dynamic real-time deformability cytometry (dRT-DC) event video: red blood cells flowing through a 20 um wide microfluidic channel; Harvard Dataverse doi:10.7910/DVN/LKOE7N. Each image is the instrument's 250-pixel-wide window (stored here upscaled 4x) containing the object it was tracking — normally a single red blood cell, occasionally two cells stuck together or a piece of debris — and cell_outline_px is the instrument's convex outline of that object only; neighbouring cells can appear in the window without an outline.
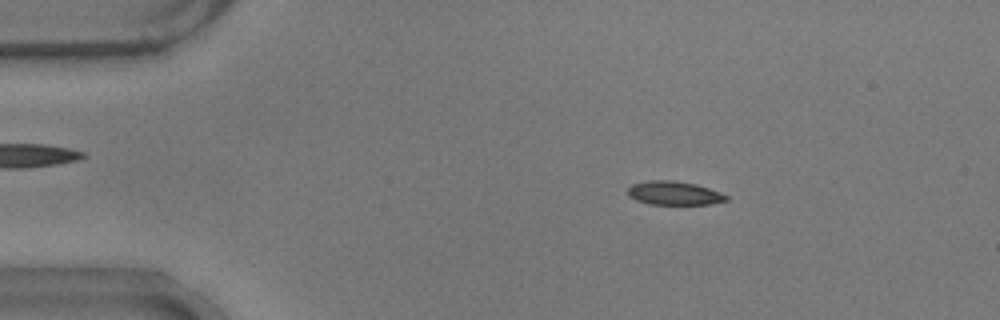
{"species": "common noctule bat (a hibernating species)", "species_latin": "Nyctalus noctula", "temperature_condition": "warm", "stored_images_in_passage": 54, "camera_frame_rate_fps": 3000, "um_per_image_px": 0.085, "animal": {"sex": "male", "body_mass_g": 17.9}, "frame": {"image": 1, "passage_image": 9, "time_ms": 2.667, "image_size_px": [1000, 320], "cell_outline_px": [[728, 200], [712, 204], [648, 204], [636, 200], [628, 196], [628, 188], [632, 184], [648, 180], [672, 180], [696, 184], [720, 192], [728, 196]], "centroid_in_image_um": [57.29, 16.41], "position_along_channel_um": 27.7, "area_um2": 13.64}}
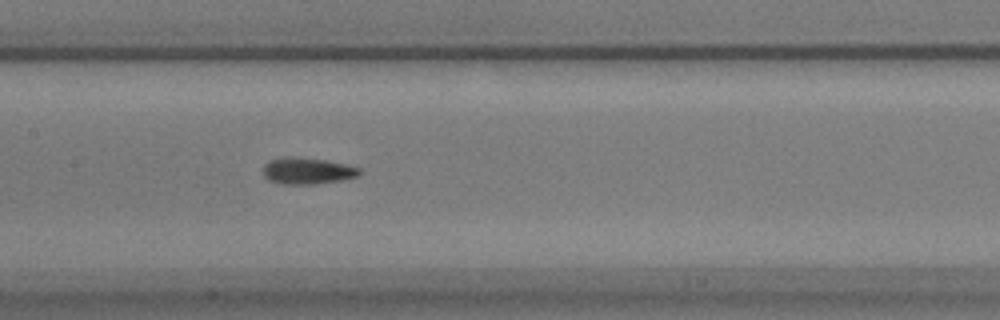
{"frame": {"image": 2, "passage_image": 26, "time_ms": 8.333, "image_size_px": [1000, 320], "cell_outline_px": [[360, 172], [356, 176], [340, 180], [312, 184], [284, 184], [268, 180], [264, 176], [264, 164], [268, 160], [284, 156], [296, 156], [324, 160], [344, 164], [360, 168]], "centroid_in_image_um": [26.06, 14.51], "position_along_channel_um": 181.3, "area_um2": 14.8}}
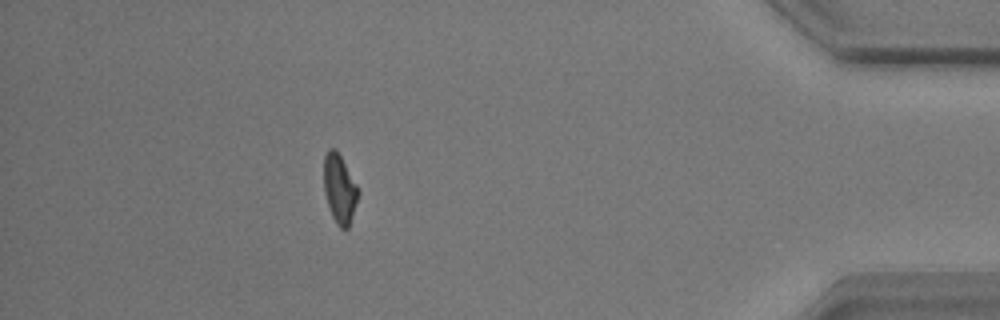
{"frame": {"image": 3, "passage_image": 48, "time_ms": 15.667, "image_size_px": [1000, 320], "cell_outline_px": [[360, 192], [348, 228], [340, 228], [336, 224], [332, 216], [324, 192], [324, 156], [328, 148], [336, 148], [356, 184]], "centroid_in_image_um": [28.85, 16.03], "position_along_channel_um": 406.3, "area_um2": 13.7}, "authors_computed_cell_mechanics": {"area_um2": 13.9587, "velocity_mm_per_s": 3.7471, "shape_relaxation_time_tau1_ms": 3.2364, "shape_relaxation_time_tau2_ms": 1.8965, "deformation_change_tau1": 0.1471, "deformation_change_tau2": 0.0909}}